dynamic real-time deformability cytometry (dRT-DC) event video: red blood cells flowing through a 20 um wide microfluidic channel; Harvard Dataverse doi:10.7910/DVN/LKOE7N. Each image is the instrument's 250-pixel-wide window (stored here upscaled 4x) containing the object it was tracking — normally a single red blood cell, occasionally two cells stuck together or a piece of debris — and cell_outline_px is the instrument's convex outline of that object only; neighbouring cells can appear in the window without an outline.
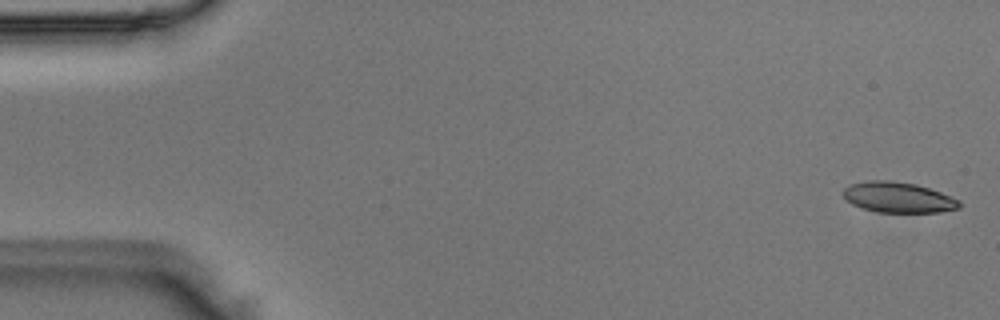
{"species": "Egyptian fruit bat (a non-hibernating species)", "species_latin": "Rousettus aegyptiacus", "temperature_condition": "room temperature", "stored_images_in_passage": 50, "camera_frame_rate_fps": 3000, "um_per_image_px": 0.085, "animal": {"sex": "male"}, "frame": {"image": 1, "passage_image": 1, "time_ms": 0.0, "image_size_px": [1000, 320], "cell_outline_px": [[960, 208], [940, 212], [876, 212], [852, 204], [844, 196], [844, 188], [852, 184], [868, 180], [892, 180], [916, 184], [940, 192], [960, 200]], "centroid_in_image_um": [76.37, 16.77], "position_along_channel_um": 8.6, "area_um2": 20.52}}
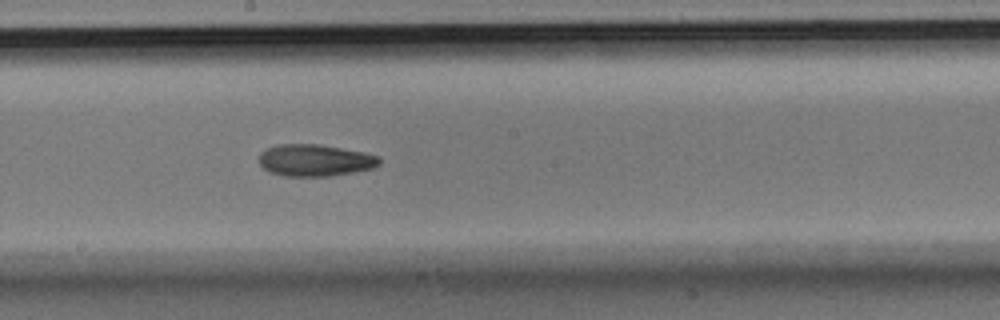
{"frame": {"image": 2, "passage_image": 27, "time_ms": 8.667, "image_size_px": [1000, 320], "cell_outline_px": [[380, 164], [376, 168], [328, 176], [284, 176], [268, 172], [260, 164], [260, 152], [264, 148], [276, 144], [320, 144], [364, 152], [380, 156]], "centroid_in_image_um": [26.77, 13.61], "position_along_channel_um": 221.4, "area_um2": 22.6}}
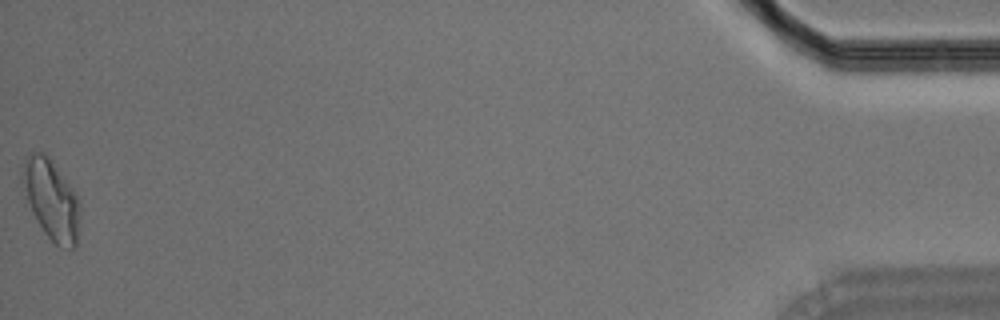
{"frame": {"image": 3, "passage_image": 50, "time_ms": 16.333, "image_size_px": [1000, 320], "cell_outline_px": [[80, 216], [76, 244], [72, 248], [68, 248], [56, 244], [44, 232], [32, 212], [20, 180], [20, 172], [24, 160], [32, 152], [44, 152], [48, 156], [72, 188], [80, 204]], "centroid_in_image_um": [4.34, 16.93], "position_along_channel_um": 430.9, "area_um2": 26.53}}